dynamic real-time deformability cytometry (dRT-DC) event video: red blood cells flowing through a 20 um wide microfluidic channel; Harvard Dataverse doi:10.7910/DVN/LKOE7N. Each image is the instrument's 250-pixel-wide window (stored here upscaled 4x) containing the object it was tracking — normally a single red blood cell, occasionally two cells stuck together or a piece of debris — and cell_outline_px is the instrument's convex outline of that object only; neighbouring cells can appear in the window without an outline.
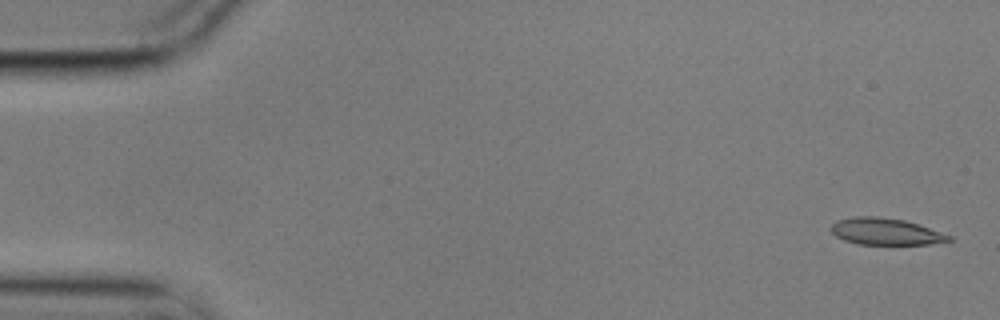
{"species": "common noctule bat (a hibernating species)", "species_latin": "Nyctalus noctula", "temperature_condition": "cold", "stored_images_in_passage": 4, "camera_frame_rate_fps": 3000, "um_per_image_px": 0.085, "animal": {"sex": "male", "body_mass_g": 17.9}, "frame": {"image": 1, "passage_image": 1, "time_ms": 0.0, "image_size_px": [1000, 320], "cell_outline_px": [[952, 240], [928, 244], [856, 244], [844, 240], [836, 236], [828, 228], [836, 220], [852, 216], [880, 216], [904, 220], [952, 236]], "centroid_in_image_um": [75.2, 19.67], "position_along_channel_um": 9.8, "area_um2": 18.32}}
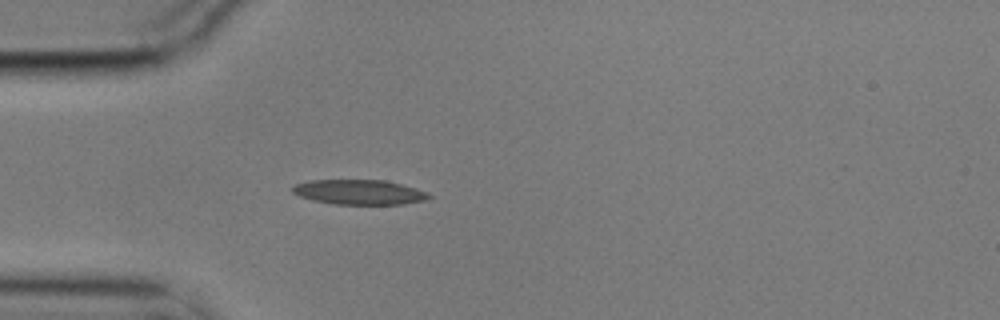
{"frame": {"image": 2, "passage_image": 4, "time_ms": 1.0, "image_size_px": [1000, 320], "cell_outline_px": [[432, 196], [428, 200], [404, 204], [332, 204], [312, 200], [300, 196], [292, 192], [292, 188], [296, 184], [308, 180], [384, 180], [416, 188], [428, 192]], "centroid_in_image_um": [30.56, 16.33], "position_along_channel_um": 54.4, "area_um2": 19.83}}